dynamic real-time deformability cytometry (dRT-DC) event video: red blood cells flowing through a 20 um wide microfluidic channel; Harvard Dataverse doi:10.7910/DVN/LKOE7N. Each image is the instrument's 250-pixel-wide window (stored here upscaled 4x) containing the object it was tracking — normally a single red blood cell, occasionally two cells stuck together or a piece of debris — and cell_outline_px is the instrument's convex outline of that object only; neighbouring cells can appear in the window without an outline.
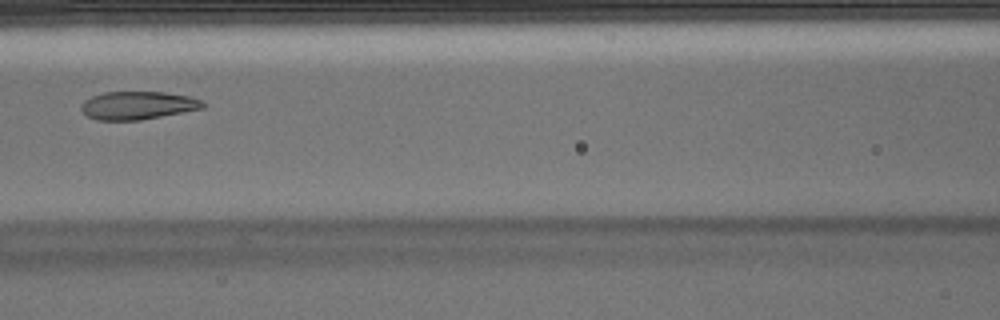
{"species": "Egyptian fruit bat (a non-hibernating species)", "species_latin": "Rousettus aegyptiacus", "temperature_condition": "warm", "stored_images_in_passage": 5, "camera_frame_rate_fps": 3000, "um_per_image_px": 0.085, "animal": {"sex": "male"}, "frame": {"image": 1, "passage_image": 5, "time_ms": 1.333, "image_size_px": [1000, 320], "cell_outline_px": [[204, 108], [140, 120], [96, 120], [88, 116], [80, 108], [80, 104], [84, 100], [92, 96], [104, 92], [164, 92], [188, 96], [200, 100], [204, 104]], "centroid_in_image_um": [11.67, 8.96], "position_along_channel_um": 154.9, "area_um2": 19.77}}